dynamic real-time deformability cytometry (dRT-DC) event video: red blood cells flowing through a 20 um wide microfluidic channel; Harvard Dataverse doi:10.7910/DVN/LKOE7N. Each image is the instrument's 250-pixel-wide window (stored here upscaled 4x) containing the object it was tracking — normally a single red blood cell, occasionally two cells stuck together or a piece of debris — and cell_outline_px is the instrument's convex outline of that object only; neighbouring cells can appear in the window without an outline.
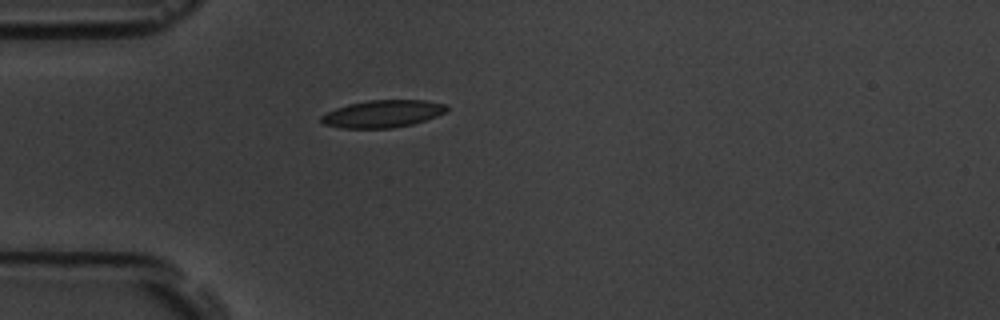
{"species": "common noctule bat (a hibernating species)", "species_latin": "Nyctalus noctula", "temperature_condition": "room temperature", "stored_images_in_passage": 2, "camera_frame_rate_fps": 3000, "um_per_image_px": 0.085, "animal": {"sex": "male", "body_mass_g": 19.5, "forearm_length_mm": 54.6}, "frame": {"image": 1, "passage_image": 2, "time_ms": 2.0, "image_size_px": [1000, 320], "cell_outline_px": [[448, 108], [444, 112], [436, 116], [412, 124], [392, 128], [340, 128], [324, 124], [320, 120], [320, 116], [336, 108], [348, 104], [368, 100], [424, 100], [444, 104]], "centroid_in_image_um": [32.49, 9.67], "position_along_channel_um": 52.5, "area_um2": 19.83}}